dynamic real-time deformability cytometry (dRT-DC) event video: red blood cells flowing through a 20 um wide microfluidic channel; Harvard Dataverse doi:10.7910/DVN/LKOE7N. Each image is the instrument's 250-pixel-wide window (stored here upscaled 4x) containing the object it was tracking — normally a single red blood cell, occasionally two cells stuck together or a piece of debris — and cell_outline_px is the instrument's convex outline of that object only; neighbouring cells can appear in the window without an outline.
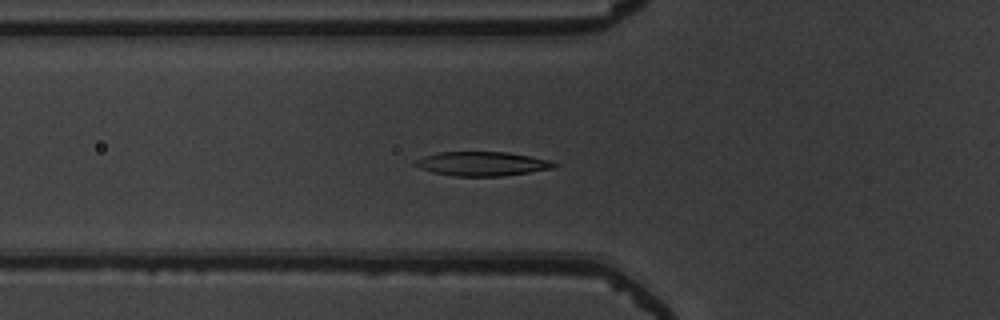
{"species": "common noctule bat (a hibernating species)", "species_latin": "Nyctalus noctula", "temperature_condition": "warm", "stored_images_in_passage": 53, "camera_frame_rate_fps": 3000, "um_per_image_px": 0.085, "animal": {"sex": "male", "body_mass_g": 19.5, "forearm_length_mm": 54.6}, "frame": {"image": 1, "passage_image": 19, "time_ms": 6.0, "image_size_px": [1000, 320], "cell_outline_px": [[560, 164], [556, 168], [500, 176], [452, 176], [432, 172], [420, 168], [412, 164], [416, 160], [424, 156], [436, 152], [508, 152], [552, 160]], "centroid_in_image_um": [41.01, 13.91], "position_along_channel_um": 84.8, "area_um2": 19.71}}
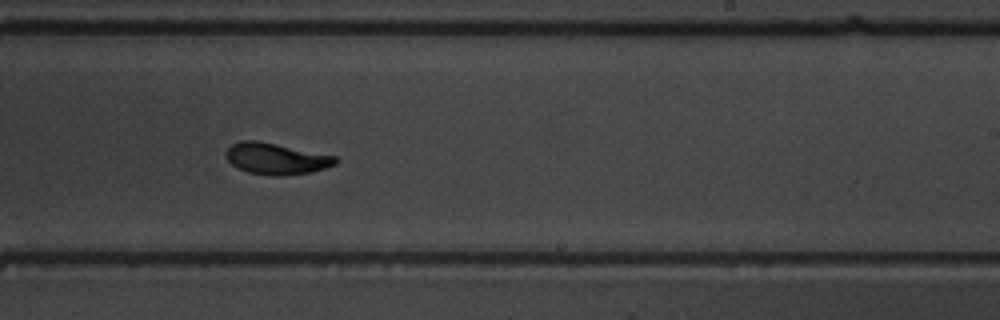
{"frame": {"image": 2, "passage_image": 33, "time_ms": 10.667, "image_size_px": [1000, 320], "cell_outline_px": [[340, 160], [336, 164], [324, 168], [308, 172], [280, 176], [272, 176], [248, 172], [232, 164], [228, 160], [228, 148], [232, 144], [240, 140], [256, 140], [336, 156]], "centroid_in_image_um": [23.5, 13.48], "position_along_channel_um": 265.5, "area_um2": 19.65}}
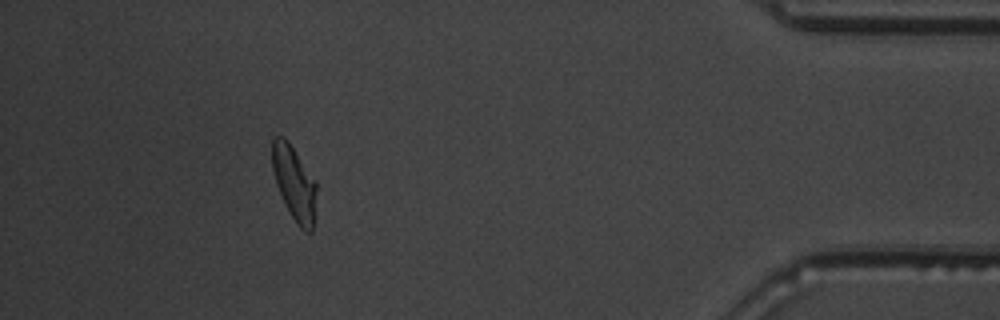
{"frame": {"image": 3, "passage_image": 48, "time_ms": 15.667, "image_size_px": [1000, 320], "cell_outline_px": [[316, 192], [312, 232], [304, 232], [296, 224], [276, 184], [272, 168], [272, 140], [276, 136], [284, 136], [288, 140], [316, 180]], "centroid_in_image_um": [25.01, 15.53], "position_along_channel_um": 410.2, "area_um2": 19.07}, "authors_computed_cell_mechanics": {"area_um2": 19.8832, "velocity_mm_per_s": 3.874, "shape_relaxation_time_tau1_ms": 2.9148, "shape_relaxation_time_tau2_ms": 1.6287, "deformation_change_tau1": 0.1534, "deformation_change_tau2": 0.06}}